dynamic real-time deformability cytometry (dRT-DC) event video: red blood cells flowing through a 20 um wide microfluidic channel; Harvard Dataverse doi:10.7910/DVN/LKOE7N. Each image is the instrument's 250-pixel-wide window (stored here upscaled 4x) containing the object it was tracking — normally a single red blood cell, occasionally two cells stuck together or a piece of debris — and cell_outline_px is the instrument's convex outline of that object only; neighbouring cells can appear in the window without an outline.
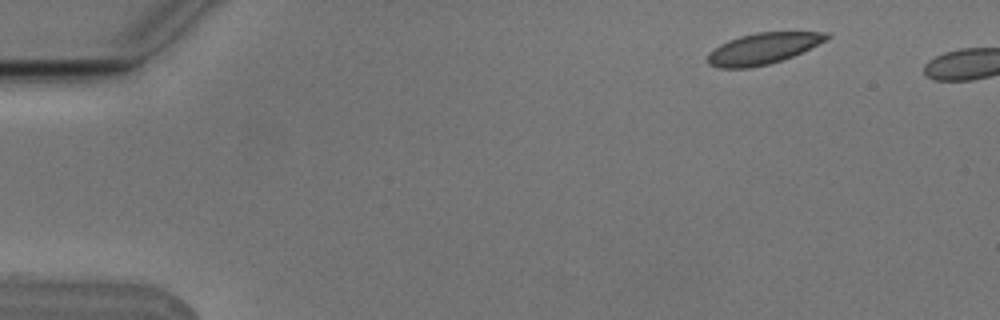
{"species": "Egyptian fruit bat (a non-hibernating species)", "species_latin": "Rousettus aegyptiacus", "temperature_condition": "cold", "stored_images_in_passage": 4, "camera_frame_rate_fps": 3000, "um_per_image_px": 0.085, "animal": {"sex": "male"}, "frame": {"image": 1, "passage_image": 1, "time_ms": 0.0, "image_size_px": [1000, 320], "cell_outline_px": [[832, 36], [792, 56], [768, 64], [748, 68], [716, 68], [708, 64], [708, 52], [720, 44], [728, 40], [740, 36], [756, 32], [828, 32]], "centroid_in_image_um": [64.78, 4.12], "position_along_channel_um": 20.2, "area_um2": 21.33}}